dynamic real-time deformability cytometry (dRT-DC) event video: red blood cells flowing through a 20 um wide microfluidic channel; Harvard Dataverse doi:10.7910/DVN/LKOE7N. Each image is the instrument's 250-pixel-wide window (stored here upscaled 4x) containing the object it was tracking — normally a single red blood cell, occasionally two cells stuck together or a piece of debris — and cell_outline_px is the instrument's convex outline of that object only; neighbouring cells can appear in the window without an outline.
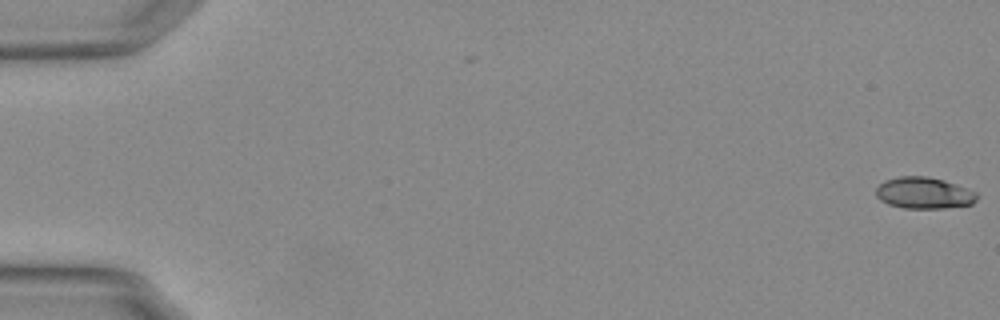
{"species": "Egyptian fruit bat (a non-hibernating species)", "species_latin": "Rousettus aegyptiacus", "temperature_condition": "warm", "stored_images_in_passage": 11, "camera_frame_rate_fps": 3000, "um_per_image_px": 0.085, "animal": {"sex": "female"}, "frame": {"image": 1, "passage_image": 1, "time_ms": 0.0, "image_size_px": [1000, 320], "cell_outline_px": [[976, 200], [972, 204], [944, 208], [904, 208], [888, 204], [880, 200], [876, 196], [876, 188], [884, 180], [900, 176], [924, 176], [944, 180], [976, 192]], "centroid_in_image_um": [78.5, 16.4], "position_along_channel_um": 6.5, "area_um2": 18.38}}